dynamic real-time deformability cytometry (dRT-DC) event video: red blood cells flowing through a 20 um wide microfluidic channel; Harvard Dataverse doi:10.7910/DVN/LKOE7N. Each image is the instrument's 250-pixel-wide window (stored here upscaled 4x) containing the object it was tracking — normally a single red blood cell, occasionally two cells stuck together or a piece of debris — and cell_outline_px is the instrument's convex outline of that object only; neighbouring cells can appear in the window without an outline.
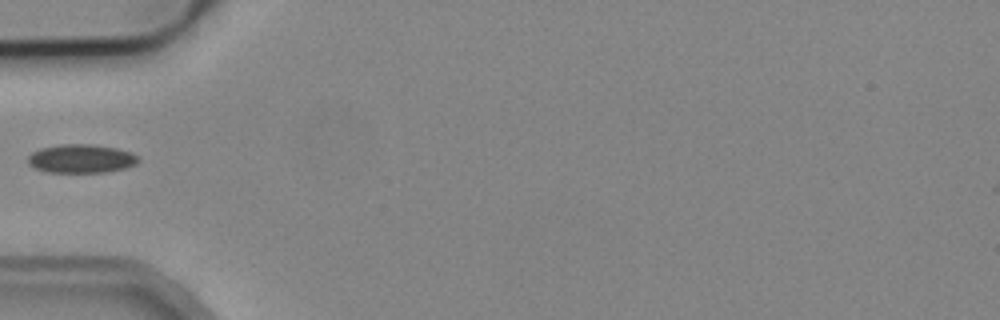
{"species": "common noctule bat (a hibernating species)", "species_latin": "Nyctalus noctula", "temperature_condition": "cold", "stored_images_in_passage": 2, "camera_frame_rate_fps": 3000, "um_per_image_px": 0.085, "animal": {"sex": "male", "body_mass_g": 19.2, "forearm_length_mm": 51.8}, "frame": {"image": 1, "passage_image": 2, "time_ms": 1.667, "image_size_px": [1000, 320], "cell_outline_px": [[140, 160], [136, 164], [124, 168], [104, 172], [48, 172], [36, 168], [28, 164], [28, 156], [32, 152], [40, 148], [60, 144], [92, 144], [116, 148], [132, 152]], "centroid_in_image_um": [6.89, 13.47], "position_along_channel_um": 78.1, "area_um2": 18.38}}